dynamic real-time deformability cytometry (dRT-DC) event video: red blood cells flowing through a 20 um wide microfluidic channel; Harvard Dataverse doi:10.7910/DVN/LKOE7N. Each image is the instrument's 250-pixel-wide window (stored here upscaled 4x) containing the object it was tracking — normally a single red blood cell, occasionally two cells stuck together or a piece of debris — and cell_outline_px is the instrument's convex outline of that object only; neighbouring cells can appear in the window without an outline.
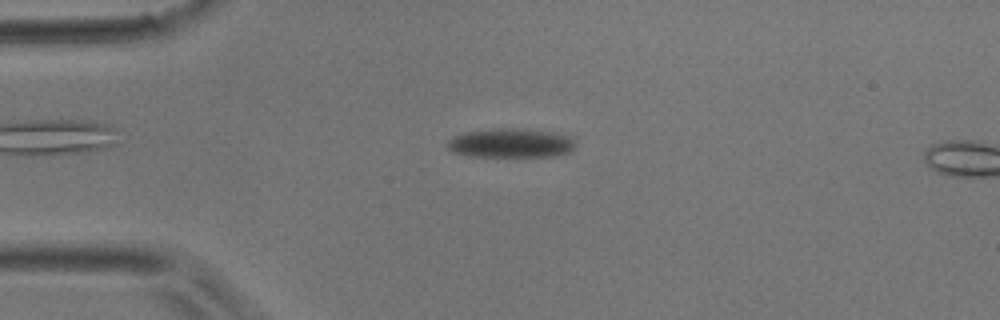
{"species": "common noctule bat (a hibernating species)", "species_latin": "Nyctalus noctula", "temperature_condition": "room temperature", "stored_images_in_passage": 7, "camera_frame_rate_fps": 3000, "um_per_image_px": 0.085, "animal": {"sex": "male", "body_mass_g": 17.9}, "frame": {"image": 1, "passage_image": 5, "time_ms": 1.333, "image_size_px": [1000, 320], "cell_outline_px": [[576, 144], [572, 152], [556, 156], [468, 156], [452, 152], [448, 148], [448, 140], [452, 136], [464, 132], [496, 128], [516, 128], [548, 132], [568, 136]], "centroid_in_image_um": [43.39, 12.17], "position_along_channel_um": 41.6, "area_um2": 21.73}}